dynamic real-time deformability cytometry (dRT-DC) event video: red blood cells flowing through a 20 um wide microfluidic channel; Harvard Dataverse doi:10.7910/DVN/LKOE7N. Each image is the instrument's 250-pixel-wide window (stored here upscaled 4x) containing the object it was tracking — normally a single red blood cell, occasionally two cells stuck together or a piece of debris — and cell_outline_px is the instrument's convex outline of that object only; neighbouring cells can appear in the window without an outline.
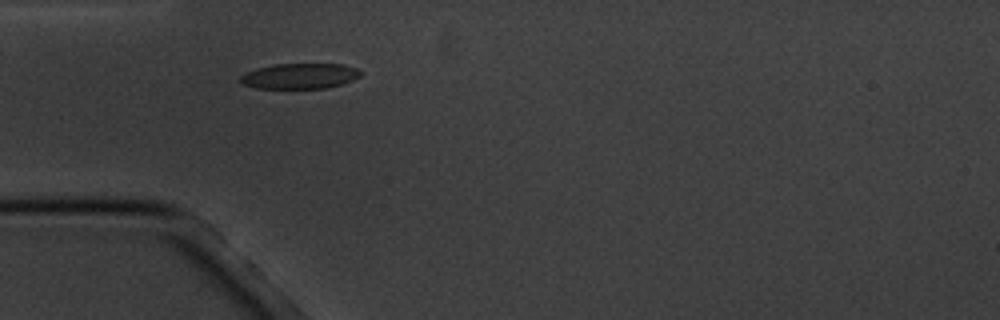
{"species": "common noctule bat (a hibernating species)", "species_latin": "Nyctalus noctula", "temperature_condition": "cold", "stored_images_in_passage": 6, "camera_frame_rate_fps": 3000, "um_per_image_px": 0.085, "animal": {"sex": "male", "body_mass_g": 20.1, "forearm_length_mm": 53.5}, "frame": {"image": 1, "passage_image": 4, "time_ms": 3.667, "image_size_px": [1000, 320], "cell_outline_px": [[364, 72], [360, 76], [352, 80], [328, 88], [256, 88], [244, 84], [240, 80], [240, 76], [244, 72], [256, 68], [276, 64], [344, 64], [356, 68]], "centroid_in_image_um": [25.49, 6.45], "position_along_channel_um": 59.5, "area_um2": 17.86}}
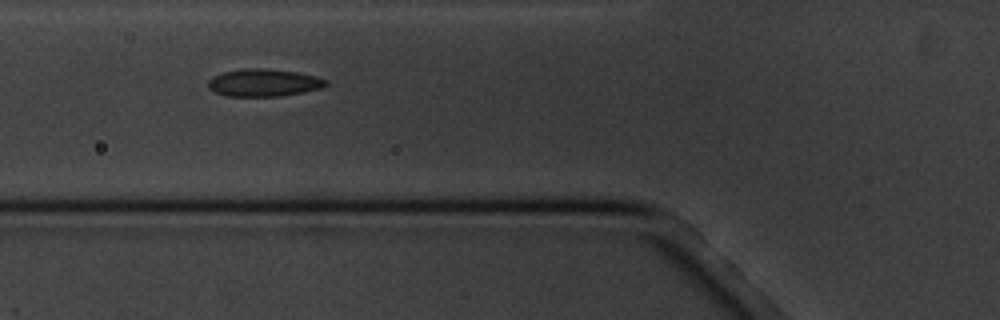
{"frame": {"image": 2, "passage_image": 5, "time_ms": 5.0, "image_size_px": [1000, 320], "cell_outline_px": [[328, 84], [324, 88], [304, 92], [280, 96], [228, 96], [216, 92], [208, 88], [208, 80], [212, 76], [224, 72], [244, 68], [264, 68], [296, 72], [316, 76], [328, 80]], "centroid_in_image_um": [22.45, 7.03], "position_along_channel_um": 103.4, "area_um2": 18.96}}
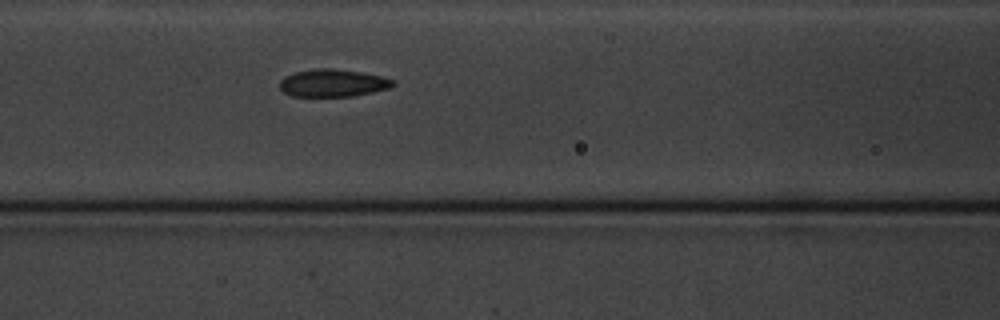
{"frame": {"image": 3, "passage_image": 6, "time_ms": 6.0, "image_size_px": [1000, 320], "cell_outline_px": [[396, 84], [392, 88], [352, 96], [292, 96], [284, 92], [280, 88], [280, 80], [284, 76], [292, 72], [312, 68], [332, 68], [360, 72], [380, 76], [396, 80]], "centroid_in_image_um": [28.29, 7.04], "position_along_channel_um": 138.3, "area_um2": 18.38}}